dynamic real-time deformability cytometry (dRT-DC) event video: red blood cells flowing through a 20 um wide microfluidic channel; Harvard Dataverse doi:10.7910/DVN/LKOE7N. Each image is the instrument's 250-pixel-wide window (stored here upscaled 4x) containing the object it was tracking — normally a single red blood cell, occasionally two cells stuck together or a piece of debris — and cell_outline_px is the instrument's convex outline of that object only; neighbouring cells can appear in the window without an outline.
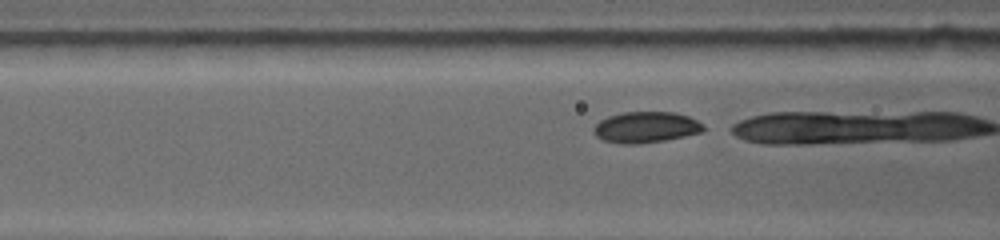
{"species": "common noctule bat (a hibernating species)", "species_latin": "Nyctalus noctula", "temperature_condition": "warm", "stored_images_in_passage": 23, "camera_frame_rate_fps": 5000, "um_per_image_px": 0.085, "animal": {"sex": "female", "body_mass_g": 19.0, "forearm_length_mm": 53.3}, "frame": {"image": 1, "passage_image": 7, "time_ms": 1.2, "image_size_px": [1000, 240], "cell_outline_px": [[704, 128], [700, 132], [684, 136], [664, 140], [628, 144], [604, 140], [596, 136], [592, 132], [592, 128], [600, 120], [608, 116], [620, 112], [676, 112], [688, 116], [704, 124]], "centroid_in_image_um": [54.87, 10.79], "position_along_channel_um": 111.7, "area_um2": 19.65}}